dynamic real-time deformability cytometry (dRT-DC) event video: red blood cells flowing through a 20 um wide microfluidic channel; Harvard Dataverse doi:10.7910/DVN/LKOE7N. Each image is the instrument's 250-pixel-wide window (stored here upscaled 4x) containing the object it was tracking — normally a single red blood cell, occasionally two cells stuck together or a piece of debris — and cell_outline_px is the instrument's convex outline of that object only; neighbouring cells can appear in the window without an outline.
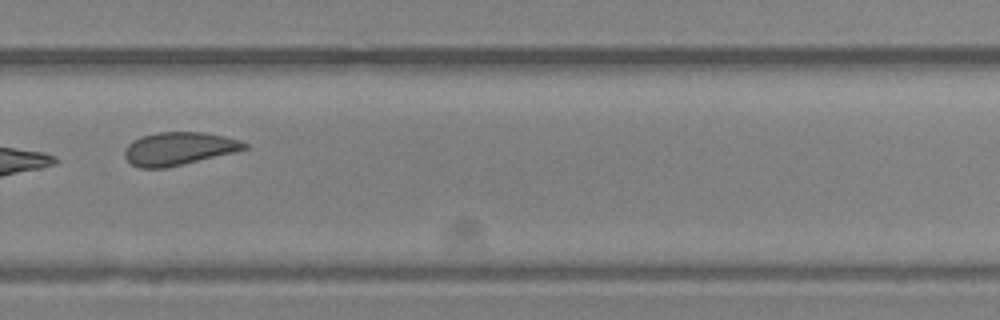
{"species": "Egyptian fruit bat (a non-hibernating species)", "species_latin": "Rousettus aegyptiacus", "temperature_condition": "room temperature", "stored_images_in_passage": 25, "camera_frame_rate_fps": 3000, "um_per_image_px": 0.085, "animal": {"sex": "female"}, "frame": {"image": 1, "passage_image": 18, "time_ms": 5.667, "image_size_px": [1000, 320], "cell_outline_px": [[248, 148], [232, 152], [164, 168], [140, 168], [132, 164], [124, 156], [124, 152], [128, 144], [132, 140], [156, 132], [200, 132], [224, 136], [240, 140], [248, 144]], "centroid_in_image_um": [15.16, 12.62], "position_along_channel_um": 314.6, "area_um2": 22.6}}